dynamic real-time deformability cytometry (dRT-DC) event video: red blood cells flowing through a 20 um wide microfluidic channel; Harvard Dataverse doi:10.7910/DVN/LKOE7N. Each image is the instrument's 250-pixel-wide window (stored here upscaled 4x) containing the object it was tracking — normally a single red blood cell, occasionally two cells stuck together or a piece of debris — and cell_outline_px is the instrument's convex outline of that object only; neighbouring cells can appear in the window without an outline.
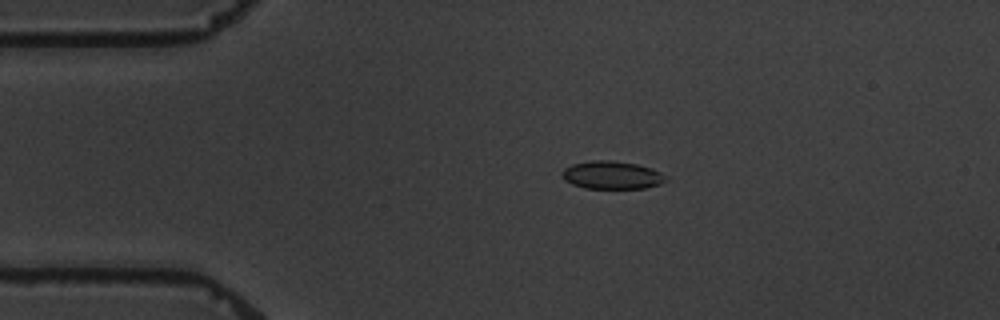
{"species": "common noctule bat (a hibernating species)", "species_latin": "Nyctalus noctula", "temperature_condition": "warm", "stored_images_in_passage": 3, "camera_frame_rate_fps": 3000, "um_per_image_px": 0.085, "animal": {"sex": "male", "body_mass_g": 19.5, "forearm_length_mm": 54.6}, "frame": {"image": 1, "passage_image": 1, "time_ms": 0.0, "image_size_px": [1000, 320], "cell_outline_px": [[668, 180], [660, 184], [644, 188], [584, 188], [572, 184], [564, 180], [560, 172], [564, 168], [572, 164], [592, 160], [612, 160], [636, 164], [652, 168], [660, 172]], "centroid_in_image_um": [51.98, 14.88], "position_along_channel_um": 33.0, "area_um2": 16.94}}
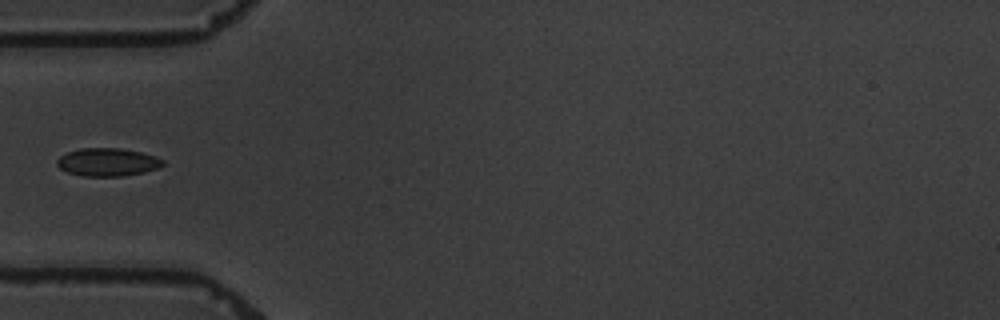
{"frame": {"image": 2, "passage_image": 3, "time_ms": 2.333, "image_size_px": [1000, 320], "cell_outline_px": [[164, 164], [156, 168], [144, 172], [124, 176], [84, 176], [68, 172], [60, 168], [56, 164], [56, 160], [60, 156], [68, 152], [80, 148], [120, 148], [140, 152], [156, 156], [164, 160]], "centroid_in_image_um": [9.14, 13.78], "position_along_channel_um": 75.9, "area_um2": 17.22}}